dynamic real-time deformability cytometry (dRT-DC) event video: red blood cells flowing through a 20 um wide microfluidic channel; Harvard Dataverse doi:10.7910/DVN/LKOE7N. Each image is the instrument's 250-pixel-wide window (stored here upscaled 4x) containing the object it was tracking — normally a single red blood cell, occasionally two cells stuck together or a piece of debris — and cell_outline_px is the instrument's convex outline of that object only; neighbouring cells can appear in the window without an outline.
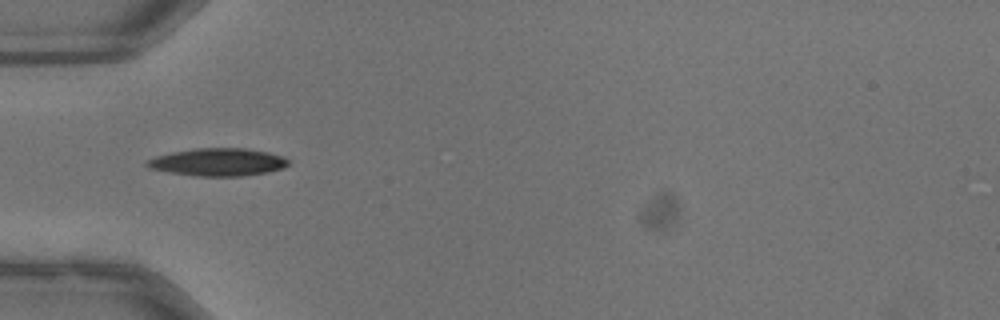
{"species": "common noctule bat (a hibernating species)", "species_latin": "Nyctalus noctula", "temperature_condition": "warm", "stored_images_in_passage": 16, "camera_frame_rate_fps": 3000, "um_per_image_px": 0.085, "animal": {"sex": "male", "body_mass_g": 13.3}, "frame": {"image": 1, "passage_image": 5, "time_ms": 1.333, "image_size_px": [1000, 320], "cell_outline_px": [[292, 160], [284, 168], [268, 172], [240, 176], [196, 176], [168, 172], [148, 168], [144, 164], [148, 160], [156, 156], [172, 152], [196, 148], [244, 148], [268, 152], [284, 156]], "centroid_in_image_um": [18.56, 13.78], "position_along_channel_um": 66.4, "area_um2": 22.95}}